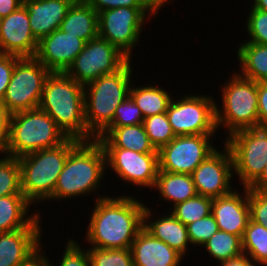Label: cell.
<instances>
[{"instance_id":"cell-1","label":"cell","mask_w":267,"mask_h":266,"mask_svg":"<svg viewBox=\"0 0 267 266\" xmlns=\"http://www.w3.org/2000/svg\"><path fill=\"white\" fill-rule=\"evenodd\" d=\"M98 195L85 238L90 245L88 248H131L135 237L144 227L146 205L131 195Z\"/></svg>"},{"instance_id":"cell-2","label":"cell","mask_w":267,"mask_h":266,"mask_svg":"<svg viewBox=\"0 0 267 266\" xmlns=\"http://www.w3.org/2000/svg\"><path fill=\"white\" fill-rule=\"evenodd\" d=\"M39 108L67 138L86 141L84 86L62 72H51L43 86Z\"/></svg>"},{"instance_id":"cell-3","label":"cell","mask_w":267,"mask_h":266,"mask_svg":"<svg viewBox=\"0 0 267 266\" xmlns=\"http://www.w3.org/2000/svg\"><path fill=\"white\" fill-rule=\"evenodd\" d=\"M106 169V155L99 141H80L67 157L51 201L90 195L99 189Z\"/></svg>"},{"instance_id":"cell-4","label":"cell","mask_w":267,"mask_h":266,"mask_svg":"<svg viewBox=\"0 0 267 266\" xmlns=\"http://www.w3.org/2000/svg\"><path fill=\"white\" fill-rule=\"evenodd\" d=\"M132 65L128 60L116 72L84 86L86 141L96 139L112 122L116 108L130 96Z\"/></svg>"},{"instance_id":"cell-5","label":"cell","mask_w":267,"mask_h":266,"mask_svg":"<svg viewBox=\"0 0 267 266\" xmlns=\"http://www.w3.org/2000/svg\"><path fill=\"white\" fill-rule=\"evenodd\" d=\"M79 142L68 138L54 148L42 149L18 157L22 193L32 206L47 200L50 202L67 157Z\"/></svg>"},{"instance_id":"cell-6","label":"cell","mask_w":267,"mask_h":266,"mask_svg":"<svg viewBox=\"0 0 267 266\" xmlns=\"http://www.w3.org/2000/svg\"><path fill=\"white\" fill-rule=\"evenodd\" d=\"M68 138L42 109L35 108L10 115L4 155L18 158L25 154L54 148Z\"/></svg>"},{"instance_id":"cell-7","label":"cell","mask_w":267,"mask_h":266,"mask_svg":"<svg viewBox=\"0 0 267 266\" xmlns=\"http://www.w3.org/2000/svg\"><path fill=\"white\" fill-rule=\"evenodd\" d=\"M220 85L222 105L217 103L215 109L217 130L223 127L230 136L259 123L256 81L235 72L225 84Z\"/></svg>"},{"instance_id":"cell-8","label":"cell","mask_w":267,"mask_h":266,"mask_svg":"<svg viewBox=\"0 0 267 266\" xmlns=\"http://www.w3.org/2000/svg\"><path fill=\"white\" fill-rule=\"evenodd\" d=\"M231 153L234 175L242 187H250L262 174L267 164V125L257 123L225 138Z\"/></svg>"},{"instance_id":"cell-9","label":"cell","mask_w":267,"mask_h":266,"mask_svg":"<svg viewBox=\"0 0 267 266\" xmlns=\"http://www.w3.org/2000/svg\"><path fill=\"white\" fill-rule=\"evenodd\" d=\"M160 7H118L98 13V36L115 45L129 60L149 16ZM150 18V19H149Z\"/></svg>"},{"instance_id":"cell-10","label":"cell","mask_w":267,"mask_h":266,"mask_svg":"<svg viewBox=\"0 0 267 266\" xmlns=\"http://www.w3.org/2000/svg\"><path fill=\"white\" fill-rule=\"evenodd\" d=\"M50 73L36 57H20L2 100L7 112L11 115L38 108Z\"/></svg>"},{"instance_id":"cell-11","label":"cell","mask_w":267,"mask_h":266,"mask_svg":"<svg viewBox=\"0 0 267 266\" xmlns=\"http://www.w3.org/2000/svg\"><path fill=\"white\" fill-rule=\"evenodd\" d=\"M189 94L172 99L166 111L168 121L176 136L215 135L216 100L214 97Z\"/></svg>"},{"instance_id":"cell-12","label":"cell","mask_w":267,"mask_h":266,"mask_svg":"<svg viewBox=\"0 0 267 266\" xmlns=\"http://www.w3.org/2000/svg\"><path fill=\"white\" fill-rule=\"evenodd\" d=\"M128 60L115 45L98 36L86 42L65 73L85 86L102 75L116 72Z\"/></svg>"},{"instance_id":"cell-13","label":"cell","mask_w":267,"mask_h":266,"mask_svg":"<svg viewBox=\"0 0 267 266\" xmlns=\"http://www.w3.org/2000/svg\"><path fill=\"white\" fill-rule=\"evenodd\" d=\"M212 136L215 135L176 136L158 150L159 171L191 175L216 150Z\"/></svg>"},{"instance_id":"cell-14","label":"cell","mask_w":267,"mask_h":266,"mask_svg":"<svg viewBox=\"0 0 267 266\" xmlns=\"http://www.w3.org/2000/svg\"><path fill=\"white\" fill-rule=\"evenodd\" d=\"M106 168L114 171L123 183L133 187L154 188L159 171L158 153H138L125 148H103ZM136 185V186H135Z\"/></svg>"},{"instance_id":"cell-15","label":"cell","mask_w":267,"mask_h":266,"mask_svg":"<svg viewBox=\"0 0 267 266\" xmlns=\"http://www.w3.org/2000/svg\"><path fill=\"white\" fill-rule=\"evenodd\" d=\"M219 150L210 154L191 174L197 195L216 198L235 189L231 185L234 172L230 150L225 144L224 150Z\"/></svg>"},{"instance_id":"cell-16","label":"cell","mask_w":267,"mask_h":266,"mask_svg":"<svg viewBox=\"0 0 267 266\" xmlns=\"http://www.w3.org/2000/svg\"><path fill=\"white\" fill-rule=\"evenodd\" d=\"M38 42L31 31L28 11L24 5H21L8 16L2 17L0 54L35 57Z\"/></svg>"},{"instance_id":"cell-17","label":"cell","mask_w":267,"mask_h":266,"mask_svg":"<svg viewBox=\"0 0 267 266\" xmlns=\"http://www.w3.org/2000/svg\"><path fill=\"white\" fill-rule=\"evenodd\" d=\"M86 42L57 29L38 42L35 57L50 71L65 73Z\"/></svg>"},{"instance_id":"cell-18","label":"cell","mask_w":267,"mask_h":266,"mask_svg":"<svg viewBox=\"0 0 267 266\" xmlns=\"http://www.w3.org/2000/svg\"><path fill=\"white\" fill-rule=\"evenodd\" d=\"M243 189L242 195L235 188L226 195L213 198L211 204V214L219 230L241 238L250 220L248 188Z\"/></svg>"},{"instance_id":"cell-19","label":"cell","mask_w":267,"mask_h":266,"mask_svg":"<svg viewBox=\"0 0 267 266\" xmlns=\"http://www.w3.org/2000/svg\"><path fill=\"white\" fill-rule=\"evenodd\" d=\"M76 0H23L34 37H43L60 28L69 8Z\"/></svg>"},{"instance_id":"cell-20","label":"cell","mask_w":267,"mask_h":266,"mask_svg":"<svg viewBox=\"0 0 267 266\" xmlns=\"http://www.w3.org/2000/svg\"><path fill=\"white\" fill-rule=\"evenodd\" d=\"M133 266H180L183 256L144 227L131 245Z\"/></svg>"},{"instance_id":"cell-21","label":"cell","mask_w":267,"mask_h":266,"mask_svg":"<svg viewBox=\"0 0 267 266\" xmlns=\"http://www.w3.org/2000/svg\"><path fill=\"white\" fill-rule=\"evenodd\" d=\"M42 228H22L0 233V266H17L42 245Z\"/></svg>"},{"instance_id":"cell-22","label":"cell","mask_w":267,"mask_h":266,"mask_svg":"<svg viewBox=\"0 0 267 266\" xmlns=\"http://www.w3.org/2000/svg\"><path fill=\"white\" fill-rule=\"evenodd\" d=\"M153 210L148 206L144 210V228L155 238L165 242L169 247L175 249L185 257L189 244L187 226L176 219L170 212L159 218L152 219Z\"/></svg>"},{"instance_id":"cell-23","label":"cell","mask_w":267,"mask_h":266,"mask_svg":"<svg viewBox=\"0 0 267 266\" xmlns=\"http://www.w3.org/2000/svg\"><path fill=\"white\" fill-rule=\"evenodd\" d=\"M32 205L24 195H8L0 197V233L22 228H41L40 211L29 214Z\"/></svg>"},{"instance_id":"cell-24","label":"cell","mask_w":267,"mask_h":266,"mask_svg":"<svg viewBox=\"0 0 267 266\" xmlns=\"http://www.w3.org/2000/svg\"><path fill=\"white\" fill-rule=\"evenodd\" d=\"M96 139L103 148H125L138 153H158L151 144L143 124L106 127Z\"/></svg>"},{"instance_id":"cell-25","label":"cell","mask_w":267,"mask_h":266,"mask_svg":"<svg viewBox=\"0 0 267 266\" xmlns=\"http://www.w3.org/2000/svg\"><path fill=\"white\" fill-rule=\"evenodd\" d=\"M59 29L88 42L98 37V12L84 0H76Z\"/></svg>"},{"instance_id":"cell-26","label":"cell","mask_w":267,"mask_h":266,"mask_svg":"<svg viewBox=\"0 0 267 266\" xmlns=\"http://www.w3.org/2000/svg\"><path fill=\"white\" fill-rule=\"evenodd\" d=\"M153 190L159 191V198L175 206L197 195L192 175L158 171Z\"/></svg>"},{"instance_id":"cell-27","label":"cell","mask_w":267,"mask_h":266,"mask_svg":"<svg viewBox=\"0 0 267 266\" xmlns=\"http://www.w3.org/2000/svg\"><path fill=\"white\" fill-rule=\"evenodd\" d=\"M237 48L239 74L256 82H267V45L240 42Z\"/></svg>"},{"instance_id":"cell-28","label":"cell","mask_w":267,"mask_h":266,"mask_svg":"<svg viewBox=\"0 0 267 266\" xmlns=\"http://www.w3.org/2000/svg\"><path fill=\"white\" fill-rule=\"evenodd\" d=\"M155 86L150 83L144 86L137 87L131 85L130 97L141 109L144 118L154 116L156 114L166 113L169 104L171 103L172 94L168 93L161 86Z\"/></svg>"},{"instance_id":"cell-29","label":"cell","mask_w":267,"mask_h":266,"mask_svg":"<svg viewBox=\"0 0 267 266\" xmlns=\"http://www.w3.org/2000/svg\"><path fill=\"white\" fill-rule=\"evenodd\" d=\"M242 249L256 265L267 266V229L250 219L242 236Z\"/></svg>"},{"instance_id":"cell-30","label":"cell","mask_w":267,"mask_h":266,"mask_svg":"<svg viewBox=\"0 0 267 266\" xmlns=\"http://www.w3.org/2000/svg\"><path fill=\"white\" fill-rule=\"evenodd\" d=\"M206 248L209 256L221 262L243 254L242 238L238 235L230 234L218 230L202 246Z\"/></svg>"},{"instance_id":"cell-31","label":"cell","mask_w":267,"mask_h":266,"mask_svg":"<svg viewBox=\"0 0 267 266\" xmlns=\"http://www.w3.org/2000/svg\"><path fill=\"white\" fill-rule=\"evenodd\" d=\"M213 198L196 195L171 207L170 213L186 226L211 214Z\"/></svg>"},{"instance_id":"cell-32","label":"cell","mask_w":267,"mask_h":266,"mask_svg":"<svg viewBox=\"0 0 267 266\" xmlns=\"http://www.w3.org/2000/svg\"><path fill=\"white\" fill-rule=\"evenodd\" d=\"M23 195L18 158L5 155L0 158V197Z\"/></svg>"},{"instance_id":"cell-33","label":"cell","mask_w":267,"mask_h":266,"mask_svg":"<svg viewBox=\"0 0 267 266\" xmlns=\"http://www.w3.org/2000/svg\"><path fill=\"white\" fill-rule=\"evenodd\" d=\"M142 124L151 144L156 150L169 144L176 137L166 113L146 117Z\"/></svg>"},{"instance_id":"cell-34","label":"cell","mask_w":267,"mask_h":266,"mask_svg":"<svg viewBox=\"0 0 267 266\" xmlns=\"http://www.w3.org/2000/svg\"><path fill=\"white\" fill-rule=\"evenodd\" d=\"M87 249L90 266H133L131 249Z\"/></svg>"},{"instance_id":"cell-35","label":"cell","mask_w":267,"mask_h":266,"mask_svg":"<svg viewBox=\"0 0 267 266\" xmlns=\"http://www.w3.org/2000/svg\"><path fill=\"white\" fill-rule=\"evenodd\" d=\"M219 230L212 214L187 225L191 245L202 247Z\"/></svg>"},{"instance_id":"cell-36","label":"cell","mask_w":267,"mask_h":266,"mask_svg":"<svg viewBox=\"0 0 267 266\" xmlns=\"http://www.w3.org/2000/svg\"><path fill=\"white\" fill-rule=\"evenodd\" d=\"M144 116L141 109L129 96L117 108L112 122L107 127H123L142 124Z\"/></svg>"},{"instance_id":"cell-37","label":"cell","mask_w":267,"mask_h":266,"mask_svg":"<svg viewBox=\"0 0 267 266\" xmlns=\"http://www.w3.org/2000/svg\"><path fill=\"white\" fill-rule=\"evenodd\" d=\"M249 12L246 18L249 40L243 42L267 45V11L250 9Z\"/></svg>"},{"instance_id":"cell-38","label":"cell","mask_w":267,"mask_h":266,"mask_svg":"<svg viewBox=\"0 0 267 266\" xmlns=\"http://www.w3.org/2000/svg\"><path fill=\"white\" fill-rule=\"evenodd\" d=\"M65 249L63 250L62 258L59 266H90V258L86 248H81L77 240L67 238ZM85 249V250H83ZM65 251V252H64ZM51 266H54L53 263ZM57 266V264H56Z\"/></svg>"},{"instance_id":"cell-39","label":"cell","mask_w":267,"mask_h":266,"mask_svg":"<svg viewBox=\"0 0 267 266\" xmlns=\"http://www.w3.org/2000/svg\"><path fill=\"white\" fill-rule=\"evenodd\" d=\"M250 219L267 229V192H260L248 187Z\"/></svg>"},{"instance_id":"cell-40","label":"cell","mask_w":267,"mask_h":266,"mask_svg":"<svg viewBox=\"0 0 267 266\" xmlns=\"http://www.w3.org/2000/svg\"><path fill=\"white\" fill-rule=\"evenodd\" d=\"M98 13L118 7H159L154 0H84Z\"/></svg>"},{"instance_id":"cell-41","label":"cell","mask_w":267,"mask_h":266,"mask_svg":"<svg viewBox=\"0 0 267 266\" xmlns=\"http://www.w3.org/2000/svg\"><path fill=\"white\" fill-rule=\"evenodd\" d=\"M19 58L20 56L13 54H0V102L4 98L14 71L15 63Z\"/></svg>"},{"instance_id":"cell-42","label":"cell","mask_w":267,"mask_h":266,"mask_svg":"<svg viewBox=\"0 0 267 266\" xmlns=\"http://www.w3.org/2000/svg\"><path fill=\"white\" fill-rule=\"evenodd\" d=\"M259 123L267 125V82H257Z\"/></svg>"},{"instance_id":"cell-43","label":"cell","mask_w":267,"mask_h":266,"mask_svg":"<svg viewBox=\"0 0 267 266\" xmlns=\"http://www.w3.org/2000/svg\"><path fill=\"white\" fill-rule=\"evenodd\" d=\"M10 114L5 106L0 102V154H4L7 141V131Z\"/></svg>"},{"instance_id":"cell-44","label":"cell","mask_w":267,"mask_h":266,"mask_svg":"<svg viewBox=\"0 0 267 266\" xmlns=\"http://www.w3.org/2000/svg\"><path fill=\"white\" fill-rule=\"evenodd\" d=\"M42 252V253H41ZM42 246L34 252L27 260L20 263L17 266H51V262L49 260L48 255L43 253Z\"/></svg>"},{"instance_id":"cell-45","label":"cell","mask_w":267,"mask_h":266,"mask_svg":"<svg viewBox=\"0 0 267 266\" xmlns=\"http://www.w3.org/2000/svg\"><path fill=\"white\" fill-rule=\"evenodd\" d=\"M220 266H257L256 263L246 254L219 262Z\"/></svg>"},{"instance_id":"cell-46","label":"cell","mask_w":267,"mask_h":266,"mask_svg":"<svg viewBox=\"0 0 267 266\" xmlns=\"http://www.w3.org/2000/svg\"><path fill=\"white\" fill-rule=\"evenodd\" d=\"M23 5V0H0V17L8 16Z\"/></svg>"},{"instance_id":"cell-47","label":"cell","mask_w":267,"mask_h":266,"mask_svg":"<svg viewBox=\"0 0 267 266\" xmlns=\"http://www.w3.org/2000/svg\"><path fill=\"white\" fill-rule=\"evenodd\" d=\"M249 188L260 192H267V164L260 177Z\"/></svg>"},{"instance_id":"cell-48","label":"cell","mask_w":267,"mask_h":266,"mask_svg":"<svg viewBox=\"0 0 267 266\" xmlns=\"http://www.w3.org/2000/svg\"><path fill=\"white\" fill-rule=\"evenodd\" d=\"M253 4L251 5V8L249 9H258L267 11V0H253Z\"/></svg>"},{"instance_id":"cell-49","label":"cell","mask_w":267,"mask_h":266,"mask_svg":"<svg viewBox=\"0 0 267 266\" xmlns=\"http://www.w3.org/2000/svg\"><path fill=\"white\" fill-rule=\"evenodd\" d=\"M156 2V4L162 8L165 6V0H154Z\"/></svg>"},{"instance_id":"cell-50","label":"cell","mask_w":267,"mask_h":266,"mask_svg":"<svg viewBox=\"0 0 267 266\" xmlns=\"http://www.w3.org/2000/svg\"><path fill=\"white\" fill-rule=\"evenodd\" d=\"M171 1L173 2V0H165V4H166V3L169 4V3H171Z\"/></svg>"}]
</instances>
